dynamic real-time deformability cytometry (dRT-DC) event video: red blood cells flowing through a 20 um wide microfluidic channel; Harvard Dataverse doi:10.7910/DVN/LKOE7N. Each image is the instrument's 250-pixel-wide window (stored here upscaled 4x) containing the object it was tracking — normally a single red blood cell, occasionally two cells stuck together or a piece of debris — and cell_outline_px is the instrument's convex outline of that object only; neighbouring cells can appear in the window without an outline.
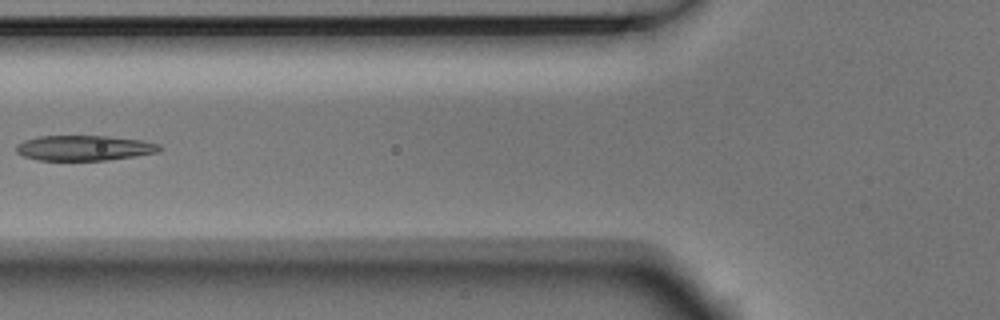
{"species": "Egyptian fruit bat (a non-hibernating species)", "species_latin": "Rousettus aegyptiacus", "temperature_condition": "room temperature", "stored_images_in_passage": 12, "camera_frame_rate_fps": 3000, "um_per_image_px": 0.085, "animal": {"sex": "male"}, "frame": {"image": 1, "passage_image": 4, "time_ms": 1.0, "image_size_px": [1000, 320], "cell_outline_px": [[164, 148], [160, 152], [108, 160], [40, 160], [24, 156], [16, 152], [16, 144], [24, 140], [40, 136], [108, 136], [140, 140], [160, 144]], "centroid_in_image_um": [7.19, 12.57], "position_along_channel_um": 118.6, "area_um2": 21.1}}
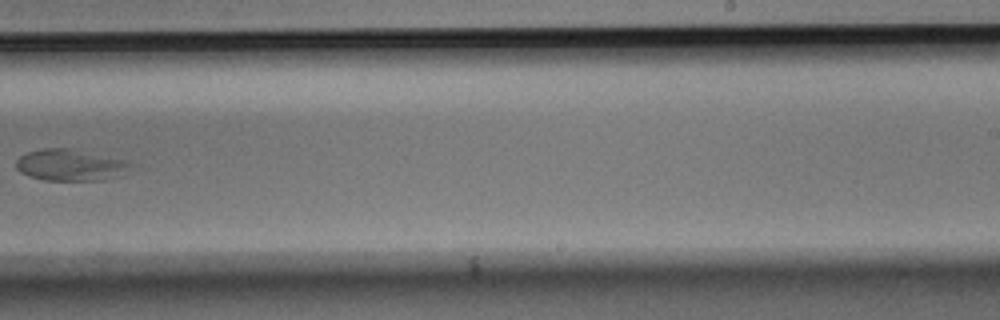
{"frame": {"image": 2, "passage_image": 8, "time_ms": 2.333, "image_size_px": [1000, 320], "cell_outline_px": [[132, 164], [120, 176], [104, 180], [44, 180], [28, 176], [20, 172], [16, 168], [16, 160], [24, 152], [44, 148], [76, 148], [128, 160]], "centroid_in_image_um": [5.97, 14.01], "position_along_channel_um": 283.0, "area_um2": 21.44}}
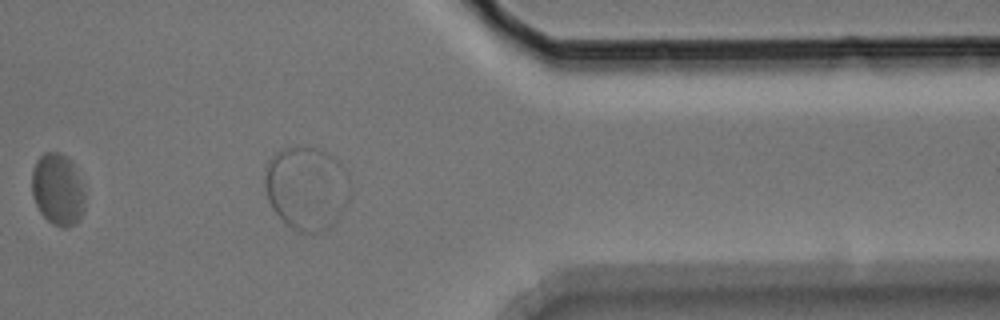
{"frame": {"image": 3, "passage_image": 11, "time_ms": 3.333, "image_size_px": [1000, 320], "cell_outline_px": [[84, 208], [80, 216], [68, 228], [64, 228], [52, 224], [40, 212], [32, 196], [32, 168], [36, 160], [44, 152], [60, 152], [72, 164], [84, 184]], "centroid_in_image_um": [4.89, 16.09], "position_along_channel_um": 406.5, "area_um2": 22.14}}